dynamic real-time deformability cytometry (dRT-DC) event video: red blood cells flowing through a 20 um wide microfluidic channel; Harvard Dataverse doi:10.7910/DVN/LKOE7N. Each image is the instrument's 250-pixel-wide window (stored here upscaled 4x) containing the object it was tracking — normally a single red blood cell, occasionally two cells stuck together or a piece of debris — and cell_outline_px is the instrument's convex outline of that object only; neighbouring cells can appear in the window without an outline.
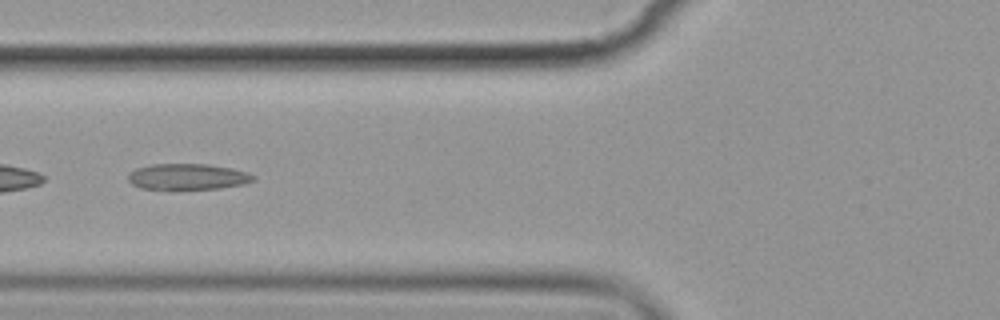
{"species": "common noctule bat (a hibernating species)", "species_latin": "Nyctalus noctula", "temperature_condition": "cold", "stored_images_in_passage": 8, "camera_frame_rate_fps": 3000, "um_per_image_px": 0.085, "animal": {"sex": "female", "body_mass_g": 19.9}, "frame": {"image": 1, "passage_image": 3, "time_ms": 2.333, "image_size_px": [1000, 320], "cell_outline_px": [[256, 176], [252, 180], [244, 184], [220, 188], [140, 188], [132, 184], [128, 180], [128, 176], [136, 168], [152, 164], [208, 164], [232, 168], [248, 172]], "centroid_in_image_um": [15.98, 15.0], "position_along_channel_um": 109.8, "area_um2": 18.61}}
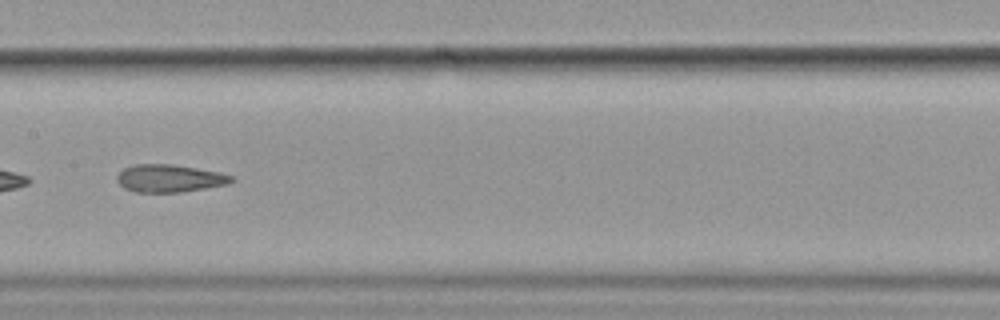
{"frame": {"image": 2, "passage_image": 5, "time_ms": 4.667, "image_size_px": [1000, 320], "cell_outline_px": [[232, 180], [228, 184], [180, 192], [136, 192], [124, 188], [116, 180], [116, 176], [124, 168], [132, 164], [172, 164], [220, 172], [232, 176]], "centroid_in_image_um": [14.36, 15.15], "position_along_channel_um": 193.0, "area_um2": 18.32}}
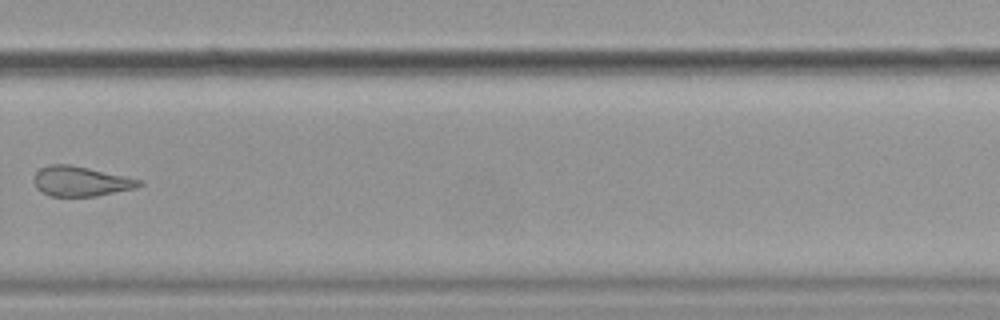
{"frame": {"image": 3, "passage_image": 8, "time_ms": 8.333, "image_size_px": [1000, 320], "cell_outline_px": [[144, 184], [136, 188], [96, 196], [48, 196], [36, 188], [36, 172], [40, 168], [48, 164], [68, 164], [88, 168], [144, 180]], "centroid_in_image_um": [6.9, 15.41], "position_along_channel_um": 322.9, "area_um2": 18.26}}